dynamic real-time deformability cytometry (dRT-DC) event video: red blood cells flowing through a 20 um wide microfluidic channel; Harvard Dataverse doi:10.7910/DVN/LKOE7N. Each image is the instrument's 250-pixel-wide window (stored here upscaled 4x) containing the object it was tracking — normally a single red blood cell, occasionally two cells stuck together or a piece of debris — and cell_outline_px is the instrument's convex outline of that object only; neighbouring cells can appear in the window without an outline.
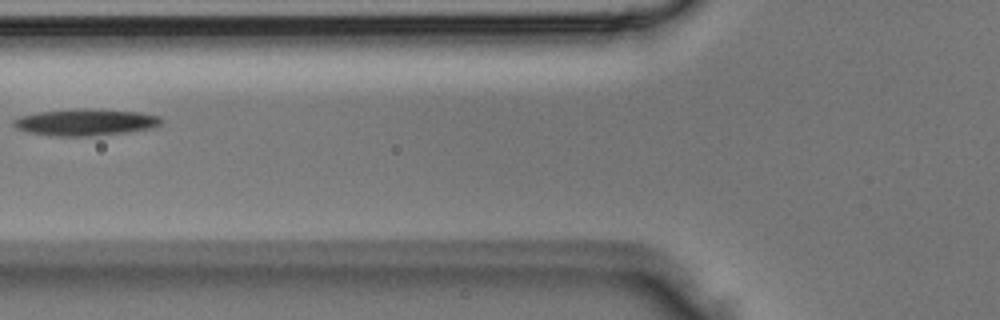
{"species": "Egyptian fruit bat (a non-hibernating species)", "species_latin": "Rousettus aegyptiacus", "temperature_condition": "room temperature", "stored_images_in_passage": 3, "camera_frame_rate_fps": 3000, "um_per_image_px": 0.085, "animal": {"sex": "male"}, "frame": {"image": 1, "passage_image": 3, "time_ms": 0.667, "image_size_px": [1000, 320], "cell_outline_px": [[164, 120], [156, 128], [128, 132], [96, 136], [56, 136], [28, 132], [16, 128], [12, 124], [12, 120], [20, 116], [40, 112], [76, 108], [88, 108], [140, 112], [160, 116]], "centroid_in_image_um": [7.32, 10.39], "position_along_channel_um": 118.5, "area_um2": 23.29}}